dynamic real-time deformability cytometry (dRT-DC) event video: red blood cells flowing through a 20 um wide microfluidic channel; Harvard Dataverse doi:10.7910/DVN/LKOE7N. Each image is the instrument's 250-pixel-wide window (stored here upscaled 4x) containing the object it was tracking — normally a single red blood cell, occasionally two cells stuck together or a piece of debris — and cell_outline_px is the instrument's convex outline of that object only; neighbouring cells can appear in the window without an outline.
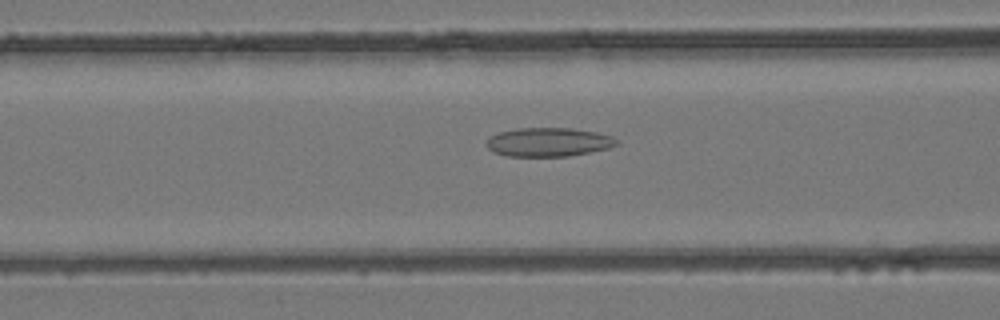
{"species": "common noctule bat (a hibernating species)", "species_latin": "Nyctalus noctula", "temperature_condition": "room temperature", "stored_images_in_passage": 3, "camera_frame_rate_fps": 3000, "um_per_image_px": 0.085, "animal": {"sex": "female", "body_mass_g": 24.6, "forearm_length_mm": 56.2}, "frame": {"image": 1, "passage_image": 3, "time_ms": 0.667, "image_size_px": [1000, 320], "cell_outline_px": [[620, 144], [608, 148], [568, 156], [508, 156], [492, 152], [488, 148], [488, 140], [492, 136], [500, 132], [516, 128], [572, 128], [596, 132], [612, 136], [620, 140]], "centroid_in_image_um": [46.67, 12.07], "position_along_channel_um": 119.9, "area_um2": 21.79}}